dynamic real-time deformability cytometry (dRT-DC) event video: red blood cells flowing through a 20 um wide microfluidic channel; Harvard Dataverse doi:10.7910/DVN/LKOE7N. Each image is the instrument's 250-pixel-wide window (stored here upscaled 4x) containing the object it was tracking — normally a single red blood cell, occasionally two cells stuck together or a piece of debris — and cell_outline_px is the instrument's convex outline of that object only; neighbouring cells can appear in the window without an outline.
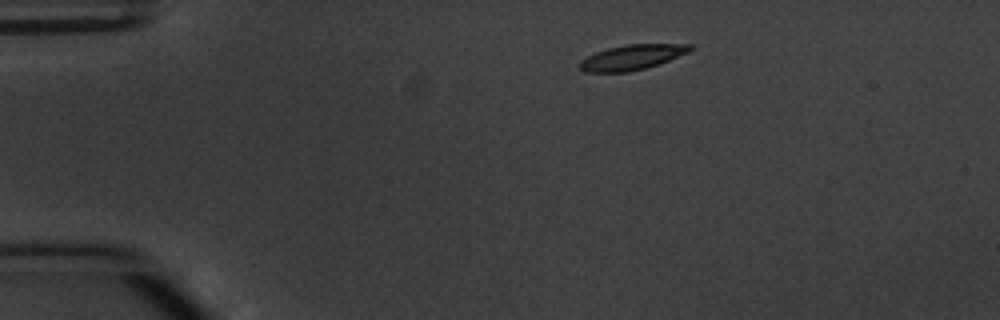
{"species": "common noctule bat (a hibernating species)", "species_latin": "Nyctalus noctula", "temperature_condition": "warm", "stored_images_in_passage": 6, "camera_frame_rate_fps": 3000, "um_per_image_px": 0.085, "animal": {"sex": "male", "body_mass_g": 20.1, "forearm_length_mm": 53.5}, "frame": {"image": 1, "passage_image": 2, "time_ms": 1.0, "image_size_px": [1000, 320], "cell_outline_px": [[696, 48], [688, 52], [668, 60], [644, 68], [628, 72], [584, 72], [580, 68], [580, 60], [596, 52], [608, 48], [628, 44], [692, 44]], "centroid_in_image_um": [53.73, 4.86], "position_along_channel_um": 31.3, "area_um2": 15.95}}
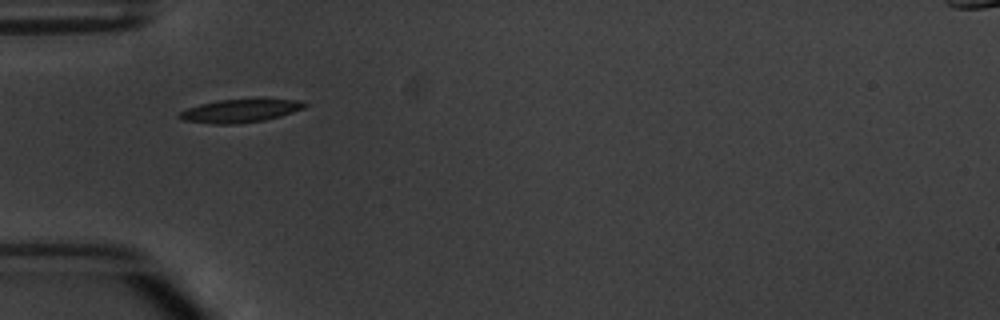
{"frame": {"image": 2, "passage_image": 4, "time_ms": 3.333, "image_size_px": [1000, 320], "cell_outline_px": [[308, 104], [304, 108], [280, 116], [264, 120], [236, 124], [212, 124], [184, 120], [176, 116], [180, 112], [188, 108], [200, 104], [216, 100], [300, 100]], "centroid_in_image_um": [20.37, 9.43], "position_along_channel_um": 64.6, "area_um2": 16.59}}